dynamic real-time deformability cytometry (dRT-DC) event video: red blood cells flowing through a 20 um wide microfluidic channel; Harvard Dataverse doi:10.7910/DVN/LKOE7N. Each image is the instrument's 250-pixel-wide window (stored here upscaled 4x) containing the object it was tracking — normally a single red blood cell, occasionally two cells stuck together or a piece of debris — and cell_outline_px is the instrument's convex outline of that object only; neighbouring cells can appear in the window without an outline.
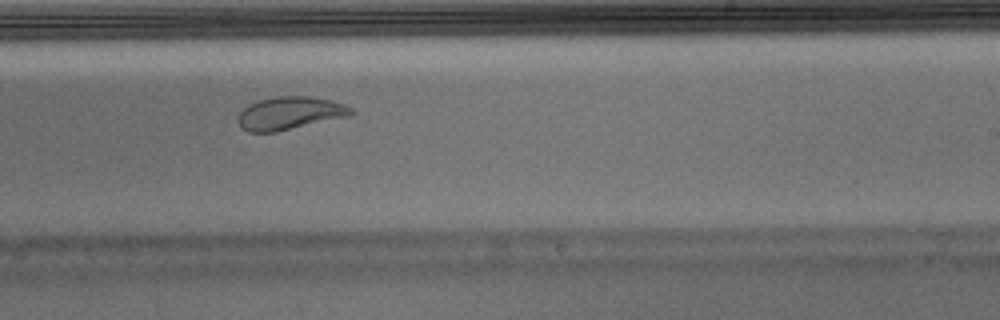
{"species": "Egyptian fruit bat (a non-hibernating species)", "species_latin": "Rousettus aegyptiacus", "temperature_condition": "warm", "stored_images_in_passage": 37, "camera_frame_rate_fps": 3000, "um_per_image_px": 0.085, "animal": {"sex": "male"}, "frame": {"image": 1, "passage_image": 22, "time_ms": 7.0, "image_size_px": [1000, 320], "cell_outline_px": [[356, 112], [352, 116], [276, 132], [248, 132], [240, 124], [240, 112], [248, 104], [260, 100], [276, 96], [308, 96], [328, 100], [344, 104], [352, 108]], "centroid_in_image_um": [24.7, 9.62], "position_along_channel_um": 264.3, "area_um2": 21.62}}